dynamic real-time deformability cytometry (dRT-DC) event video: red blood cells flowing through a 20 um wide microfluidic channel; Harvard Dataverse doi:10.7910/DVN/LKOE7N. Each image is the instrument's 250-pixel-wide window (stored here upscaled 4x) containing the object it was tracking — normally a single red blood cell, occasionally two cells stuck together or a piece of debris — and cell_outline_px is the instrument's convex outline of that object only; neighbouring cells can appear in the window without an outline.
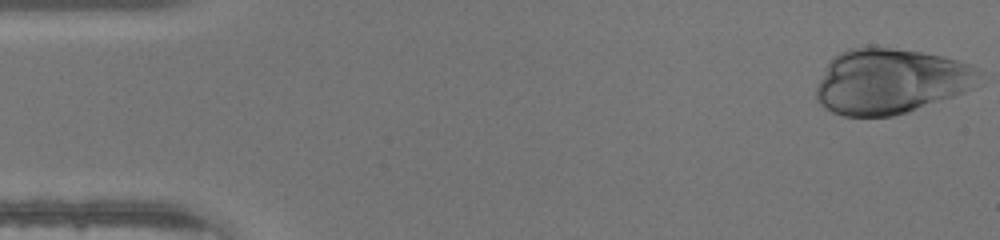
{"species": "human", "species_latin": "Homo sapiens", "temperature_condition": "warm", "stored_images_in_passage": 45, "camera_frame_rate_fps": 3000, "um_per_image_px": 0.085, "donor": {"sex": "male"}, "frame": {"image": 1, "passage_image": 1, "time_ms": 0.0, "image_size_px": [1000, 240], "cell_outline_px": [[984, 84], [964, 92], [908, 112], [892, 116], [844, 116], [832, 112], [824, 108], [816, 100], [816, 88], [828, 60], [832, 56], [848, 48], [892, 48], [920, 52], [944, 56], [972, 64], [980, 72]], "centroid_in_image_um": [75.73, 6.91], "position_along_channel_um": 9.3, "area_um2": 62.48}}